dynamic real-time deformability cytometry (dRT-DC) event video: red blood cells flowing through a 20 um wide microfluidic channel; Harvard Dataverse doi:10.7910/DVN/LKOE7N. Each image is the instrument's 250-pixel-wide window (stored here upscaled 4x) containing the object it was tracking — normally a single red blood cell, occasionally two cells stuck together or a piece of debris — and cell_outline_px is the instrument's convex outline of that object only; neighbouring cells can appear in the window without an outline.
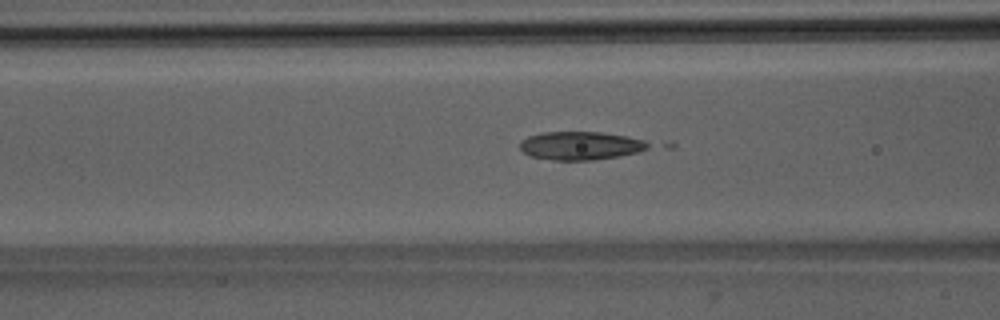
{"species": "Egyptian fruit bat (a non-hibernating species)", "species_latin": "Rousettus aegyptiacus", "temperature_condition": "room temperature", "stored_images_in_passage": 52, "camera_frame_rate_fps": 3000, "um_per_image_px": 0.085, "animal": {"sex": "male"}, "frame": {"image": 1, "passage_image": 21, "time_ms": 6.667, "image_size_px": [1000, 320], "cell_outline_px": [[652, 144], [648, 148], [636, 152], [620, 156], [592, 160], [552, 160], [532, 156], [524, 152], [520, 148], [520, 140], [528, 136], [544, 132], [600, 132], [628, 136], [644, 140]], "centroid_in_image_um": [49.36, 12.38], "position_along_channel_um": 117.2, "area_um2": 21.15}}
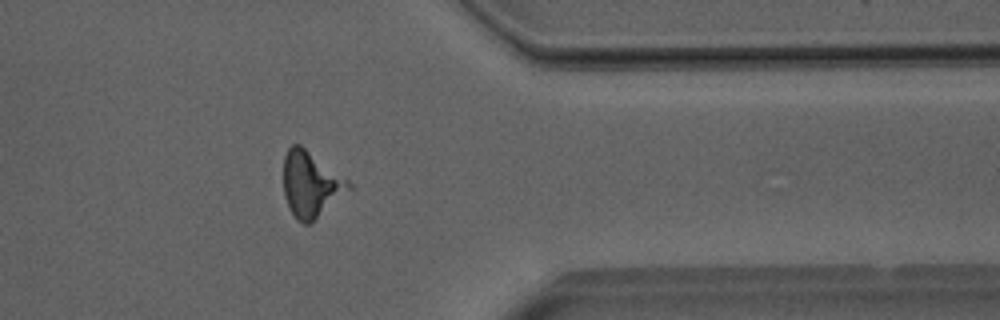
{"frame": {"image": 2, "passage_image": 42, "time_ms": 13.667, "image_size_px": [1000, 320], "cell_outline_px": [[352, 188], [308, 224], [304, 224], [296, 220], [288, 208], [284, 196], [284, 156], [288, 148], [292, 144], [300, 144], [348, 180], [352, 184]], "centroid_in_image_um": [26.39, 15.66], "position_along_channel_um": 385.0, "area_um2": 24.62}}
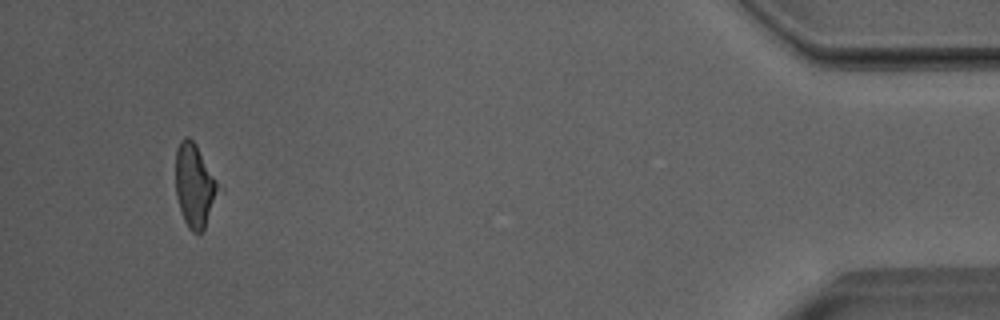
{"frame": {"image": 3, "passage_image": 49, "time_ms": 16.0, "image_size_px": [1000, 320], "cell_outline_px": [[224, 192], [204, 228], [200, 232], [192, 232], [188, 228], [184, 220], [176, 196], [176, 148], [180, 140], [184, 136], [188, 136], [196, 144], [224, 188]], "centroid_in_image_um": [16.63, 15.77], "position_along_channel_um": 418.6, "area_um2": 21.79}}